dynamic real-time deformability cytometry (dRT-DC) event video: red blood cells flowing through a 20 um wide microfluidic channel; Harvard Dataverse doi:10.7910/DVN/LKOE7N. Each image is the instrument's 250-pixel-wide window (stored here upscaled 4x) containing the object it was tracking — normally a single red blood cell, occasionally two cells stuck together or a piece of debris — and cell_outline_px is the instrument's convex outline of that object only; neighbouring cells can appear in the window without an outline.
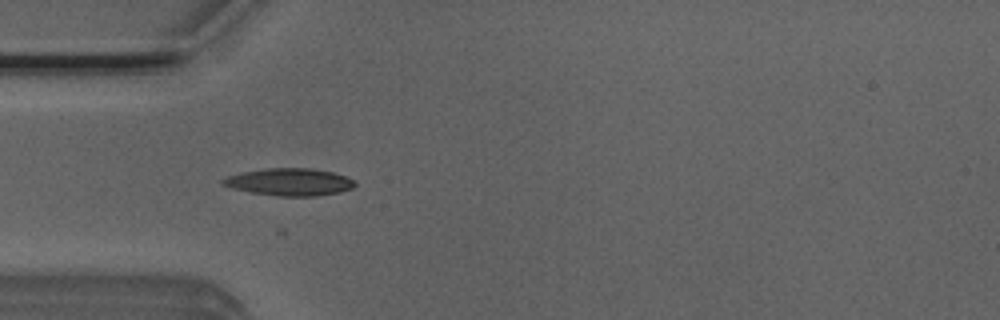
{"species": "Egyptian fruit bat (a non-hibernating species)", "species_latin": "Rousettus aegyptiacus", "temperature_condition": "room temperature", "stored_images_in_passage": 22, "camera_frame_rate_fps": 3000, "um_per_image_px": 0.085, "animal": {"sex": "male"}, "frame": {"image": 1, "passage_image": 5, "time_ms": 1.333, "image_size_px": [1000, 320], "cell_outline_px": [[356, 184], [352, 188], [340, 192], [316, 196], [276, 196], [252, 192], [232, 188], [220, 184], [220, 180], [228, 176], [244, 172], [268, 168], [312, 168], [332, 172], [344, 176], [352, 180]], "centroid_in_image_um": [24.59, 15.47], "position_along_channel_um": 60.4, "area_um2": 20.87}}
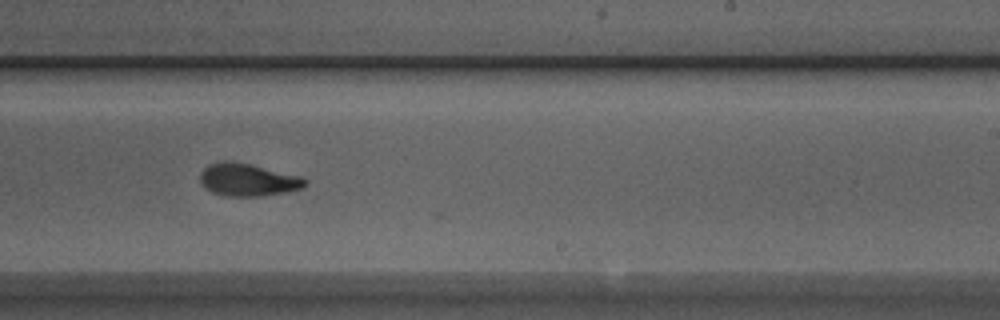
{"frame": {"image": 2, "passage_image": 21, "time_ms": 6.667, "image_size_px": [1000, 320], "cell_outline_px": [[308, 184], [304, 188], [288, 192], [260, 196], [228, 196], [212, 192], [200, 184], [200, 172], [208, 164], [224, 160], [228, 160], [252, 164], [300, 176], [308, 180]], "centroid_in_image_um": [21.08, 15.27], "position_along_channel_um": 267.9, "area_um2": 20.23}}